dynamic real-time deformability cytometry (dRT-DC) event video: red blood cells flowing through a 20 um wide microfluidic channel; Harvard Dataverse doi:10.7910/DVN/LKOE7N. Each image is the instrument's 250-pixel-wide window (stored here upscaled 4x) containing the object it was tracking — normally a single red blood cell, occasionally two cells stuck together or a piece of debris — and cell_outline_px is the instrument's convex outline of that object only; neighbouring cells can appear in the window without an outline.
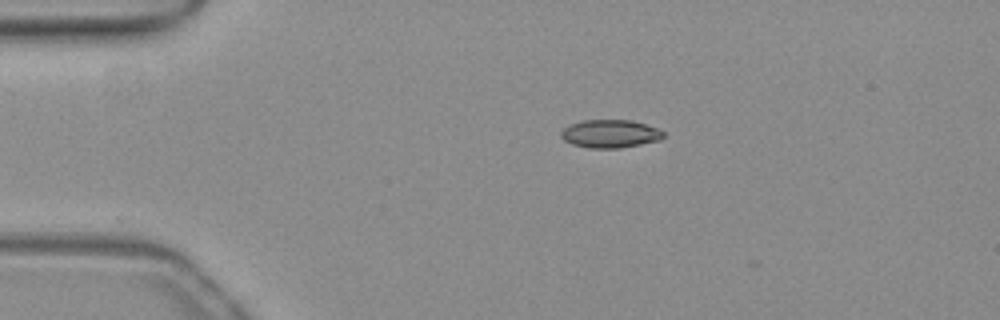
{"species": "common noctule bat (a hibernating species)", "species_latin": "Nyctalus noctula", "temperature_condition": "warm", "stored_images_in_passage": 41, "camera_frame_rate_fps": 3000, "um_per_image_px": 0.085, "animal": {"sex": "female", "body_mass_g": 19.3, "forearm_length_mm": 54.1}, "frame": {"image": 1, "passage_image": 1, "time_ms": 0.0, "image_size_px": [1000, 320], "cell_outline_px": [[664, 136], [660, 140], [620, 148], [588, 148], [572, 144], [564, 140], [560, 136], [560, 132], [568, 124], [580, 120], [632, 120], [656, 128], [664, 132]], "centroid_in_image_um": [51.82, 11.36], "position_along_channel_um": 33.2, "area_um2": 16.82}}
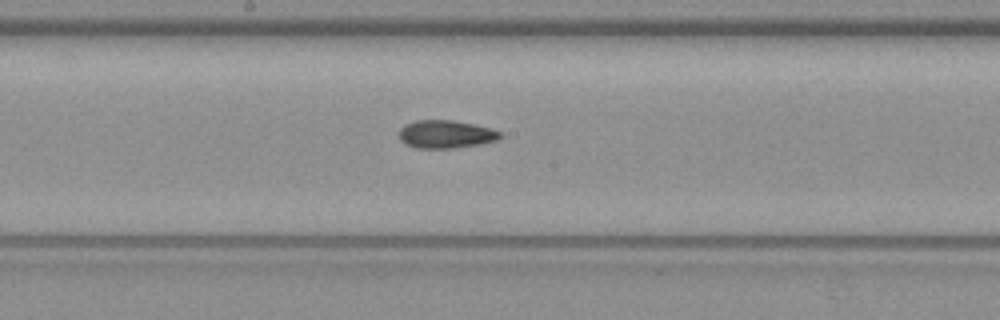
{"frame": {"image": 2, "passage_image": 18, "time_ms": 5.667, "image_size_px": [1000, 320], "cell_outline_px": [[500, 140], [452, 148], [416, 148], [404, 144], [400, 140], [400, 128], [404, 124], [416, 120], [452, 120], [492, 128], [500, 132]], "centroid_in_image_um": [37.86, 11.4], "position_along_channel_um": 210.3, "area_um2": 16.42}}
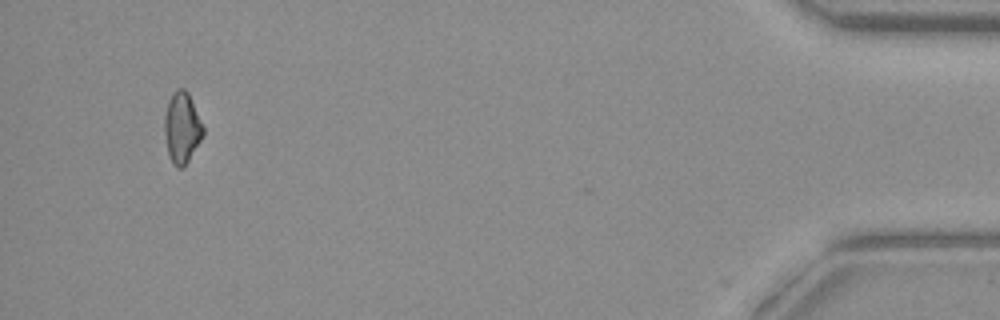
{"frame": {"image": 3, "passage_image": 40, "time_ms": 13.0, "image_size_px": [1000, 320], "cell_outline_px": [[204, 136], [184, 168], [176, 168], [172, 164], [168, 156], [164, 132], [164, 116], [168, 100], [172, 92], [176, 88], [184, 88], [188, 92], [204, 128]], "centroid_in_image_um": [15.45, 10.88], "position_along_channel_um": 419.7, "area_um2": 16.36}, "authors_computed_cell_mechanics": {"area_um2": 16.5886, "velocity_mm_per_s": 3.9423, "shape_relaxation_time_tau1_ms": 4.6631, "shape_relaxation_time_tau2_ms": 2.0468, "deformation_change_tau1": 0.1274, "deformation_change_tau2": 0.0786}}